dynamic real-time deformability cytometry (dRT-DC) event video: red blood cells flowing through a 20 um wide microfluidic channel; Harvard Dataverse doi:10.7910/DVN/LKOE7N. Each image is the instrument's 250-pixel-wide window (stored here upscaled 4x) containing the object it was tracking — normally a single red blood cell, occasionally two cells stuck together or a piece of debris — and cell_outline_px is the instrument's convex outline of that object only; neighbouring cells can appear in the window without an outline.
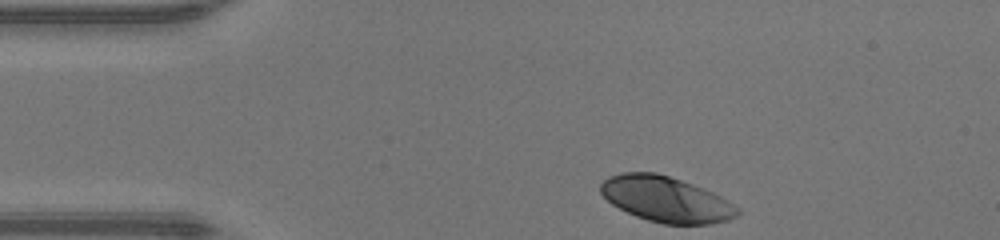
{"species": "human", "species_latin": "Homo sapiens", "temperature_condition": "warm", "stored_images_in_passage": 31, "camera_frame_rate_fps": 3000, "um_per_image_px": 0.085, "donor": {"sex": "male"}, "frame": {"image": 1, "passage_image": 1, "time_ms": 0.0, "image_size_px": [1000, 240], "cell_outline_px": [[740, 212], [736, 216], [728, 220], [708, 224], [664, 224], [648, 220], [636, 216], [612, 204], [600, 192], [600, 184], [608, 176], [624, 172], [656, 172], [692, 184], [712, 192], [728, 200], [740, 208]], "centroid_in_image_um": [56.62, 16.94], "position_along_channel_um": 28.4, "area_um2": 36.13}}
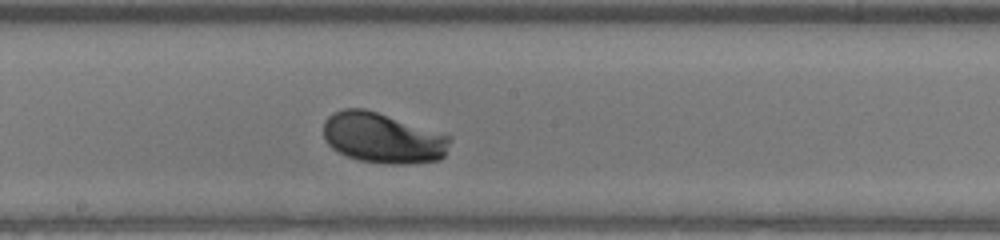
{"frame": {"image": 2, "passage_image": 18, "time_ms": 5.667, "image_size_px": [1000, 240], "cell_outline_px": [[452, 140], [444, 156], [440, 160], [408, 164], [388, 164], [360, 160], [348, 156], [332, 148], [324, 140], [324, 120], [332, 112], [344, 108], [364, 108], [452, 136]], "centroid_in_image_um": [32.54, 11.73], "position_along_channel_um": 215.7, "area_um2": 37.22}}
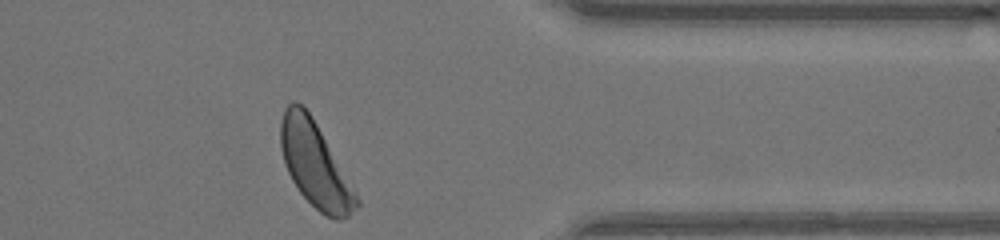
{"frame": {"image": 3, "passage_image": 31, "time_ms": 10.0, "image_size_px": [1000, 240], "cell_outline_px": [[360, 204], [348, 216], [340, 220], [336, 220], [320, 212], [300, 192], [292, 180], [284, 164], [280, 148], [280, 120], [284, 108], [292, 100], [296, 100], [312, 116], [356, 192], [360, 200]], "centroid_in_image_um": [26.75, 13.97], "position_along_channel_um": 384.6, "area_um2": 37.22}, "authors_computed_cell_mechanics": {"area_um2": 36.5296, "velocity_mm_per_s": 4.3046, "shape_relaxation_time_tau1_ms": 0.9684, "shape_relaxation_time_tau2_ms": null, "deformation_change_tau1": 0.1068, "deformation_change_tau2": null}}